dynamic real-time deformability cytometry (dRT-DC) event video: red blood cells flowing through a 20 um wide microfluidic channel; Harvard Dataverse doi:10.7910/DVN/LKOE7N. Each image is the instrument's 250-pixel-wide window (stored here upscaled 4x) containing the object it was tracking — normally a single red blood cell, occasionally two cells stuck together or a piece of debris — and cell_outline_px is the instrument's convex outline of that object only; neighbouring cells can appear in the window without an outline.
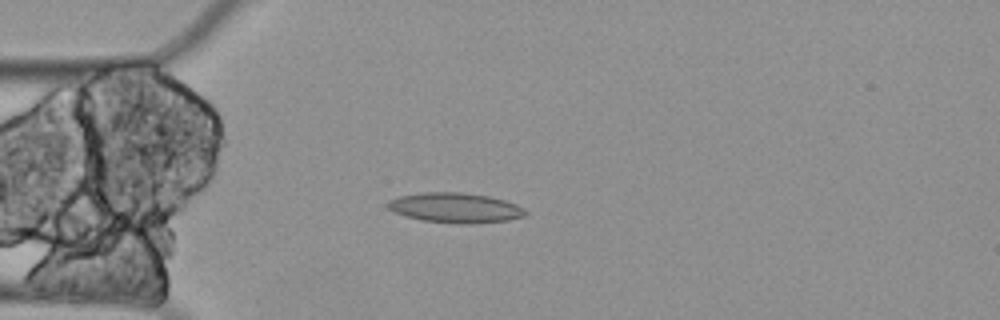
{"species": "Egyptian fruit bat (a non-hibernating species)", "species_latin": "Rousettus aegyptiacus", "temperature_condition": "cold", "stored_images_in_passage": 6, "camera_frame_rate_fps": 3000, "um_per_image_px": 0.085, "animal": {"sex": "female"}, "frame": {"image": 1, "passage_image": 1, "time_ms": 0.0, "image_size_px": [1000, 320], "cell_outline_px": [[528, 212], [524, 216], [508, 220], [472, 224], [468, 224], [424, 220], [408, 216], [396, 212], [388, 208], [388, 200], [400, 196], [424, 192], [460, 192], [488, 196], [504, 200], [516, 204], [524, 208]], "centroid_in_image_um": [38.75, 17.65], "position_along_channel_um": 46.3, "area_um2": 23.7}}
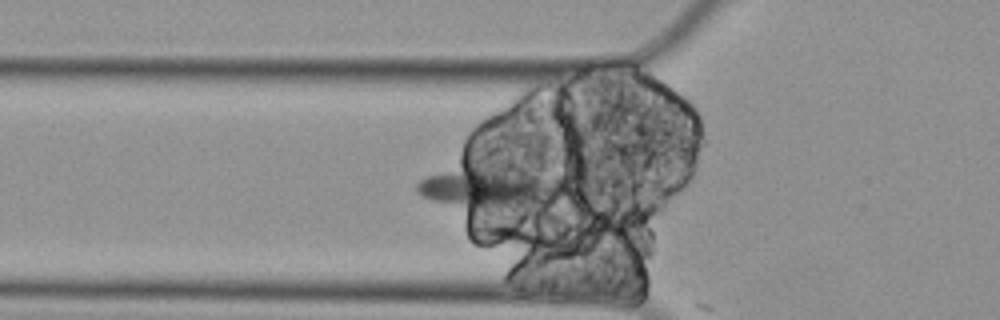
{"frame": {"image": 2, "passage_image": 5, "time_ms": 1.333, "image_size_px": [1000, 320], "cell_outline_px": [[556, 188], [536, 204], [476, 208], [472, 208], [432, 200], [420, 196], [416, 192], [416, 184], [420, 180], [428, 176], [444, 172], [468, 168], [484, 168], [512, 172], [532, 176], [552, 184]], "centroid_in_image_um": [41.11, 16.0], "position_along_channel_um": 84.7, "area_um2": 29.88}}